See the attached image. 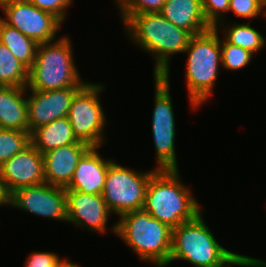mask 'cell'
Wrapping results in <instances>:
<instances>
[{"mask_svg": "<svg viewBox=\"0 0 266 267\" xmlns=\"http://www.w3.org/2000/svg\"><path fill=\"white\" fill-rule=\"evenodd\" d=\"M26 91L27 87L0 86V128L29 132Z\"/></svg>", "mask_w": 266, "mask_h": 267, "instance_id": "cell-18", "label": "cell"}, {"mask_svg": "<svg viewBox=\"0 0 266 267\" xmlns=\"http://www.w3.org/2000/svg\"><path fill=\"white\" fill-rule=\"evenodd\" d=\"M1 9L6 16L1 19L6 24L17 28L37 44L56 40L54 38L63 24L57 17L40 10L28 0L12 2Z\"/></svg>", "mask_w": 266, "mask_h": 267, "instance_id": "cell-10", "label": "cell"}, {"mask_svg": "<svg viewBox=\"0 0 266 267\" xmlns=\"http://www.w3.org/2000/svg\"><path fill=\"white\" fill-rule=\"evenodd\" d=\"M248 23H235L227 26L224 39L235 46L249 50L253 54L266 46L265 37Z\"/></svg>", "mask_w": 266, "mask_h": 267, "instance_id": "cell-22", "label": "cell"}, {"mask_svg": "<svg viewBox=\"0 0 266 267\" xmlns=\"http://www.w3.org/2000/svg\"><path fill=\"white\" fill-rule=\"evenodd\" d=\"M83 86H74L48 91L30 90L27 97L29 133L53 120L67 117L74 95Z\"/></svg>", "mask_w": 266, "mask_h": 267, "instance_id": "cell-12", "label": "cell"}, {"mask_svg": "<svg viewBox=\"0 0 266 267\" xmlns=\"http://www.w3.org/2000/svg\"><path fill=\"white\" fill-rule=\"evenodd\" d=\"M219 30L211 28L193 35L184 52L188 54L185 76L193 110L211 97L222 66Z\"/></svg>", "mask_w": 266, "mask_h": 267, "instance_id": "cell-5", "label": "cell"}, {"mask_svg": "<svg viewBox=\"0 0 266 267\" xmlns=\"http://www.w3.org/2000/svg\"><path fill=\"white\" fill-rule=\"evenodd\" d=\"M10 204V194L7 192L3 182L0 179V206Z\"/></svg>", "mask_w": 266, "mask_h": 267, "instance_id": "cell-30", "label": "cell"}, {"mask_svg": "<svg viewBox=\"0 0 266 267\" xmlns=\"http://www.w3.org/2000/svg\"><path fill=\"white\" fill-rule=\"evenodd\" d=\"M102 84L87 82L73 97L68 120L78 141L90 147H101L105 137L106 116L100 103Z\"/></svg>", "mask_w": 266, "mask_h": 267, "instance_id": "cell-9", "label": "cell"}, {"mask_svg": "<svg viewBox=\"0 0 266 267\" xmlns=\"http://www.w3.org/2000/svg\"><path fill=\"white\" fill-rule=\"evenodd\" d=\"M91 147L84 142L61 146L43 154L45 182L66 188L79 160Z\"/></svg>", "mask_w": 266, "mask_h": 267, "instance_id": "cell-15", "label": "cell"}, {"mask_svg": "<svg viewBox=\"0 0 266 267\" xmlns=\"http://www.w3.org/2000/svg\"><path fill=\"white\" fill-rule=\"evenodd\" d=\"M0 179L9 194L44 183L43 155L30 143L1 165Z\"/></svg>", "mask_w": 266, "mask_h": 267, "instance_id": "cell-13", "label": "cell"}, {"mask_svg": "<svg viewBox=\"0 0 266 267\" xmlns=\"http://www.w3.org/2000/svg\"><path fill=\"white\" fill-rule=\"evenodd\" d=\"M98 149L91 147L82 156L65 190H76L92 195L102 194L108 167L113 160L101 157Z\"/></svg>", "mask_w": 266, "mask_h": 267, "instance_id": "cell-16", "label": "cell"}, {"mask_svg": "<svg viewBox=\"0 0 266 267\" xmlns=\"http://www.w3.org/2000/svg\"><path fill=\"white\" fill-rule=\"evenodd\" d=\"M30 143L29 132L0 128V167Z\"/></svg>", "mask_w": 266, "mask_h": 267, "instance_id": "cell-23", "label": "cell"}, {"mask_svg": "<svg viewBox=\"0 0 266 267\" xmlns=\"http://www.w3.org/2000/svg\"><path fill=\"white\" fill-rule=\"evenodd\" d=\"M0 43L7 46L11 53L29 70L34 63L38 45L35 41L21 33L17 28L9 26L0 18Z\"/></svg>", "mask_w": 266, "mask_h": 267, "instance_id": "cell-20", "label": "cell"}, {"mask_svg": "<svg viewBox=\"0 0 266 267\" xmlns=\"http://www.w3.org/2000/svg\"><path fill=\"white\" fill-rule=\"evenodd\" d=\"M228 12L252 21L262 13L266 17V4L262 0H229Z\"/></svg>", "mask_w": 266, "mask_h": 267, "instance_id": "cell-26", "label": "cell"}, {"mask_svg": "<svg viewBox=\"0 0 266 267\" xmlns=\"http://www.w3.org/2000/svg\"><path fill=\"white\" fill-rule=\"evenodd\" d=\"M160 13L192 35L201 34L212 28L206 21L202 0H165Z\"/></svg>", "mask_w": 266, "mask_h": 267, "instance_id": "cell-17", "label": "cell"}, {"mask_svg": "<svg viewBox=\"0 0 266 267\" xmlns=\"http://www.w3.org/2000/svg\"><path fill=\"white\" fill-rule=\"evenodd\" d=\"M28 69L0 43V86L27 87Z\"/></svg>", "mask_w": 266, "mask_h": 267, "instance_id": "cell-21", "label": "cell"}, {"mask_svg": "<svg viewBox=\"0 0 266 267\" xmlns=\"http://www.w3.org/2000/svg\"><path fill=\"white\" fill-rule=\"evenodd\" d=\"M178 169L156 170L148 183L144 209L171 229L194 219L201 208Z\"/></svg>", "mask_w": 266, "mask_h": 267, "instance_id": "cell-3", "label": "cell"}, {"mask_svg": "<svg viewBox=\"0 0 266 267\" xmlns=\"http://www.w3.org/2000/svg\"><path fill=\"white\" fill-rule=\"evenodd\" d=\"M31 4L57 17L62 23L66 19L68 7L73 0H28Z\"/></svg>", "mask_w": 266, "mask_h": 267, "instance_id": "cell-28", "label": "cell"}, {"mask_svg": "<svg viewBox=\"0 0 266 267\" xmlns=\"http://www.w3.org/2000/svg\"><path fill=\"white\" fill-rule=\"evenodd\" d=\"M9 205L33 215L67 221L65 188L47 182L15 190L10 194Z\"/></svg>", "mask_w": 266, "mask_h": 267, "instance_id": "cell-11", "label": "cell"}, {"mask_svg": "<svg viewBox=\"0 0 266 267\" xmlns=\"http://www.w3.org/2000/svg\"><path fill=\"white\" fill-rule=\"evenodd\" d=\"M31 144L43 155L55 148L78 143L68 117L53 120L34 129L30 134Z\"/></svg>", "mask_w": 266, "mask_h": 267, "instance_id": "cell-19", "label": "cell"}, {"mask_svg": "<svg viewBox=\"0 0 266 267\" xmlns=\"http://www.w3.org/2000/svg\"><path fill=\"white\" fill-rule=\"evenodd\" d=\"M122 25L135 44L154 56V77L169 75L170 57L184 53L193 36L160 12L134 14Z\"/></svg>", "mask_w": 266, "mask_h": 267, "instance_id": "cell-2", "label": "cell"}, {"mask_svg": "<svg viewBox=\"0 0 266 267\" xmlns=\"http://www.w3.org/2000/svg\"><path fill=\"white\" fill-rule=\"evenodd\" d=\"M70 38L39 44L34 63L28 70L27 89L48 91L74 86H84L77 66Z\"/></svg>", "mask_w": 266, "mask_h": 267, "instance_id": "cell-6", "label": "cell"}, {"mask_svg": "<svg viewBox=\"0 0 266 267\" xmlns=\"http://www.w3.org/2000/svg\"><path fill=\"white\" fill-rule=\"evenodd\" d=\"M156 170L143 173L111 162L101 195L113 215L120 217L144 207L147 186Z\"/></svg>", "mask_w": 266, "mask_h": 267, "instance_id": "cell-7", "label": "cell"}, {"mask_svg": "<svg viewBox=\"0 0 266 267\" xmlns=\"http://www.w3.org/2000/svg\"><path fill=\"white\" fill-rule=\"evenodd\" d=\"M141 261L167 267L171 253L172 229L153 218L144 208L124 213L112 226Z\"/></svg>", "mask_w": 266, "mask_h": 267, "instance_id": "cell-4", "label": "cell"}, {"mask_svg": "<svg viewBox=\"0 0 266 267\" xmlns=\"http://www.w3.org/2000/svg\"><path fill=\"white\" fill-rule=\"evenodd\" d=\"M23 0H0V8L6 4L12 3V2H18Z\"/></svg>", "mask_w": 266, "mask_h": 267, "instance_id": "cell-32", "label": "cell"}, {"mask_svg": "<svg viewBox=\"0 0 266 267\" xmlns=\"http://www.w3.org/2000/svg\"><path fill=\"white\" fill-rule=\"evenodd\" d=\"M222 67L225 70L236 71L249 65L253 53L247 49L228 43L224 38L220 39Z\"/></svg>", "mask_w": 266, "mask_h": 267, "instance_id": "cell-24", "label": "cell"}, {"mask_svg": "<svg viewBox=\"0 0 266 267\" xmlns=\"http://www.w3.org/2000/svg\"><path fill=\"white\" fill-rule=\"evenodd\" d=\"M65 259H61L54 252H33L26 262L25 267H59Z\"/></svg>", "mask_w": 266, "mask_h": 267, "instance_id": "cell-29", "label": "cell"}, {"mask_svg": "<svg viewBox=\"0 0 266 267\" xmlns=\"http://www.w3.org/2000/svg\"><path fill=\"white\" fill-rule=\"evenodd\" d=\"M67 221L92 232L103 233L107 230L108 218L112 212L102 195L66 190Z\"/></svg>", "mask_w": 266, "mask_h": 267, "instance_id": "cell-14", "label": "cell"}, {"mask_svg": "<svg viewBox=\"0 0 266 267\" xmlns=\"http://www.w3.org/2000/svg\"><path fill=\"white\" fill-rule=\"evenodd\" d=\"M59 267H80V266L73 263L72 261L70 262L69 259L68 260L65 259L64 262Z\"/></svg>", "mask_w": 266, "mask_h": 267, "instance_id": "cell-31", "label": "cell"}, {"mask_svg": "<svg viewBox=\"0 0 266 267\" xmlns=\"http://www.w3.org/2000/svg\"><path fill=\"white\" fill-rule=\"evenodd\" d=\"M170 75L155 76L152 135L157 170L179 169L175 153V118L170 94Z\"/></svg>", "mask_w": 266, "mask_h": 267, "instance_id": "cell-8", "label": "cell"}, {"mask_svg": "<svg viewBox=\"0 0 266 267\" xmlns=\"http://www.w3.org/2000/svg\"><path fill=\"white\" fill-rule=\"evenodd\" d=\"M202 7L206 21L212 28L218 29L222 23L225 25L223 16L228 12L229 0H202Z\"/></svg>", "mask_w": 266, "mask_h": 267, "instance_id": "cell-27", "label": "cell"}, {"mask_svg": "<svg viewBox=\"0 0 266 267\" xmlns=\"http://www.w3.org/2000/svg\"><path fill=\"white\" fill-rule=\"evenodd\" d=\"M202 213L172 229L168 265L176 260H184L194 267H266L264 260L231 252L221 246L203 220Z\"/></svg>", "mask_w": 266, "mask_h": 267, "instance_id": "cell-1", "label": "cell"}, {"mask_svg": "<svg viewBox=\"0 0 266 267\" xmlns=\"http://www.w3.org/2000/svg\"><path fill=\"white\" fill-rule=\"evenodd\" d=\"M165 0H116L120 17L125 23L132 15L160 12Z\"/></svg>", "mask_w": 266, "mask_h": 267, "instance_id": "cell-25", "label": "cell"}]
</instances>
